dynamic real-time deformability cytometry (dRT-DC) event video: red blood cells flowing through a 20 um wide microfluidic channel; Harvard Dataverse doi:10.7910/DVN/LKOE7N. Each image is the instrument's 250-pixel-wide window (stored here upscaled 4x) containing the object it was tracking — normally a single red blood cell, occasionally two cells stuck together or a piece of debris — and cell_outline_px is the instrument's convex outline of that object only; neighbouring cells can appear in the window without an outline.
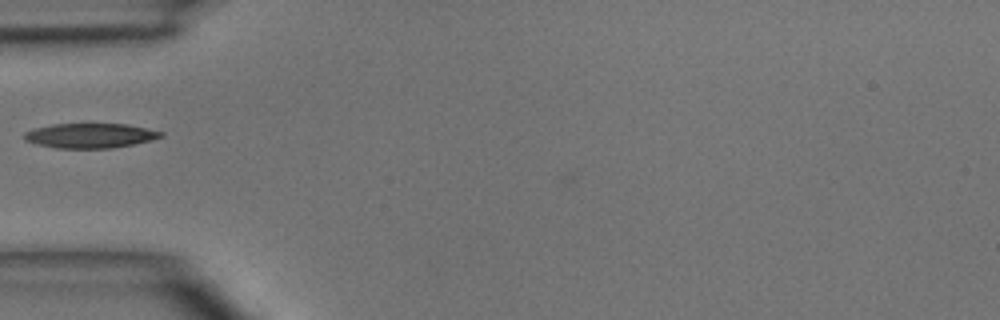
{"species": "common noctule bat (a hibernating species)", "species_latin": "Nyctalus noctula", "temperature_condition": "room temperature", "stored_images_in_passage": 4, "camera_frame_rate_fps": 3000, "um_per_image_px": 0.085, "animal": {"sex": "male", "body_mass_g": 15.6}, "frame": {"image": 1, "passage_image": 4, "time_ms": 4.0, "image_size_px": [1000, 320], "cell_outline_px": [[164, 136], [152, 140], [112, 148], [56, 148], [36, 144], [24, 140], [24, 132], [32, 128], [52, 124], [128, 124], [164, 132]], "centroid_in_image_um": [7.64, 11.52], "position_along_channel_um": 77.4, "area_um2": 19.77}}